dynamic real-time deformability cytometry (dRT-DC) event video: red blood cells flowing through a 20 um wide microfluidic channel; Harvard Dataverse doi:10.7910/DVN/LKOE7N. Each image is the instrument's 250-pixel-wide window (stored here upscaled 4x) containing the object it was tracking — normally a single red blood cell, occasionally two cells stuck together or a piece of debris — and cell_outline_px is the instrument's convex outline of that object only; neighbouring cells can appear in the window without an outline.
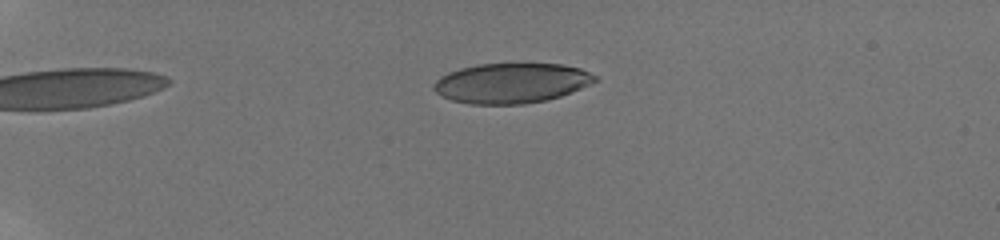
{"species": "human", "species_latin": "Homo sapiens", "temperature_condition": "room temperature", "stored_images_in_passage": 23, "camera_frame_rate_fps": 3000, "um_per_image_px": 0.085, "donor": {"sex": "male"}, "frame": {"image": 1, "passage_image": 14, "time_ms": 4.333, "image_size_px": [1000, 240], "cell_outline_px": [[600, 80], [560, 96], [544, 100], [524, 104], [468, 104], [452, 100], [440, 96], [432, 88], [432, 84], [440, 76], [448, 72], [460, 68], [476, 64], [564, 64], [580, 68], [596, 76]], "centroid_in_image_um": [43.43, 7.06], "position_along_channel_um": 41.6, "area_um2": 37.69}}